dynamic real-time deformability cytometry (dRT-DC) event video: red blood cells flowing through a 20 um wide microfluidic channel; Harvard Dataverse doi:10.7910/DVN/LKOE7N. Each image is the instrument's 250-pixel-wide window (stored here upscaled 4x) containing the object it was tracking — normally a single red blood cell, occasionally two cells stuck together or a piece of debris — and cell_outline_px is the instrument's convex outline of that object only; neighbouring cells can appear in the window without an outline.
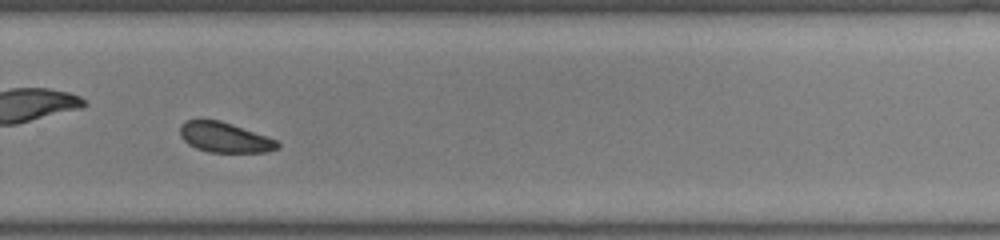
{"species": "common noctule bat (a hibernating species)", "species_latin": "Nyctalus noctula", "temperature_condition": "room temperature", "stored_images_in_passage": 34, "camera_frame_rate_fps": 3000, "um_per_image_px": 0.085, "animal": {"sex": "female", "body_mass_g": 22.0, "forearm_length_mm": 56.7}, "frame": {"image": 1, "passage_image": 20, "time_ms": 6.333, "image_size_px": [1000, 240], "cell_outline_px": [[280, 148], [268, 152], [208, 152], [196, 148], [188, 144], [180, 136], [180, 124], [184, 120], [220, 120], [232, 124], [276, 140], [280, 144]], "centroid_in_image_um": [19.08, 11.68], "position_along_channel_um": 310.7, "area_um2": 17.05}, "authors_computed_cell_mechanics": {"area_um2": 18.2359, "velocity_mm_per_s": 3.9505, "shape_relaxation_time_tau1_ms": 4.4168, "shape_relaxation_time_tau2_ms": null, "deformation_change_tau1": 0.1114, "deformation_change_tau2": null}}